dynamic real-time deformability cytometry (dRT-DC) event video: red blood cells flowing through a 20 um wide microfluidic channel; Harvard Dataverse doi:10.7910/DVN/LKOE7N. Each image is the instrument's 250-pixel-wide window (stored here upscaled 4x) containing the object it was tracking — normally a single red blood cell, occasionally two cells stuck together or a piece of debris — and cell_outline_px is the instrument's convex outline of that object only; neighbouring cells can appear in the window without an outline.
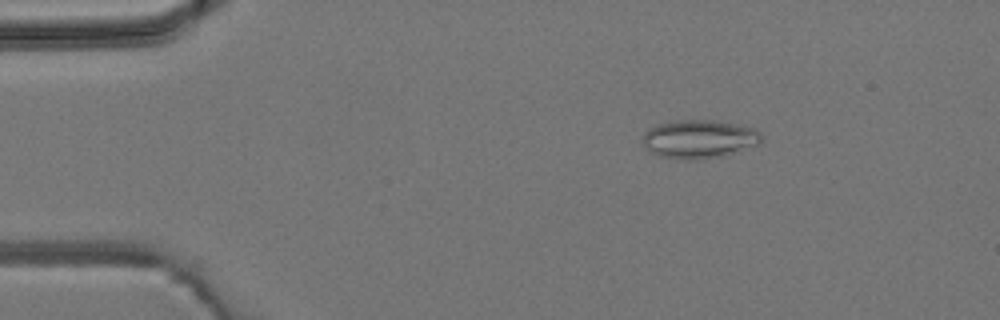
{"species": "common noctule bat (a hibernating species)", "species_latin": "Nyctalus noctula", "temperature_condition": "room temperature", "stored_images_in_passage": 5, "camera_frame_rate_fps": 3000, "um_per_image_px": 0.085, "animal": {"sex": "male", "body_mass_g": 19.2, "forearm_length_mm": 51.8}, "frame": {"image": 1, "passage_image": 2, "time_ms": 1.0, "image_size_px": [1000, 320], "cell_outline_px": [[764, 136], [760, 144], [720, 156], [692, 160], [688, 160], [660, 156], [648, 152], [644, 148], [644, 132], [648, 128], [656, 124], [680, 120], [712, 120], [740, 124], [756, 128]], "centroid_in_image_um": [59.44, 11.8], "position_along_channel_um": 25.6, "area_um2": 26.82}}